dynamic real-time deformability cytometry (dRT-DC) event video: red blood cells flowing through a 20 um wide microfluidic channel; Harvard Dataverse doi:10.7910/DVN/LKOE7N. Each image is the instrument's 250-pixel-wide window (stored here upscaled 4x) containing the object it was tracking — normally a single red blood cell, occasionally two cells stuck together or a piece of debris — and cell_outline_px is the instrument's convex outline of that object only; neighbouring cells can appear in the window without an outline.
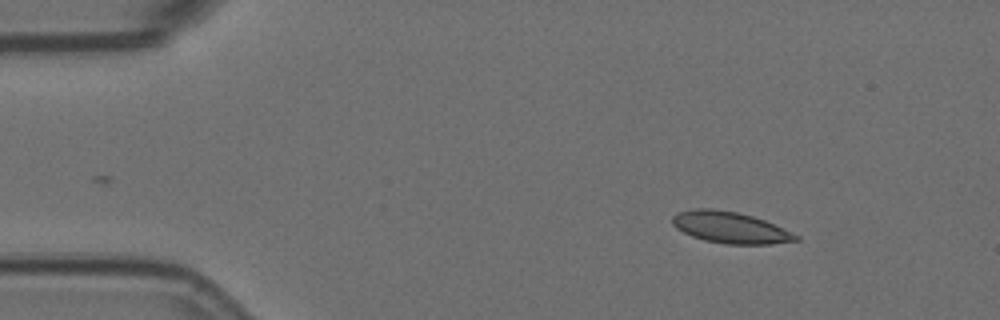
{"species": "Egyptian fruit bat (a non-hibernating species)", "species_latin": "Rousettus aegyptiacus", "temperature_condition": "room temperature", "stored_images_in_passage": 42, "camera_frame_rate_fps": 3000, "um_per_image_px": 0.085, "animal": {"sex": "female"}, "frame": {"image": 1, "passage_image": 1, "time_ms": 0.0, "image_size_px": [1000, 320], "cell_outline_px": [[800, 240], [772, 244], [728, 244], [704, 240], [692, 236], [676, 228], [672, 224], [672, 216], [676, 212], [696, 208], [712, 208], [736, 212], [752, 216], [764, 220], [800, 236]], "centroid_in_image_um": [62.05, 19.33], "position_along_channel_um": 23.0, "area_um2": 22.54}}
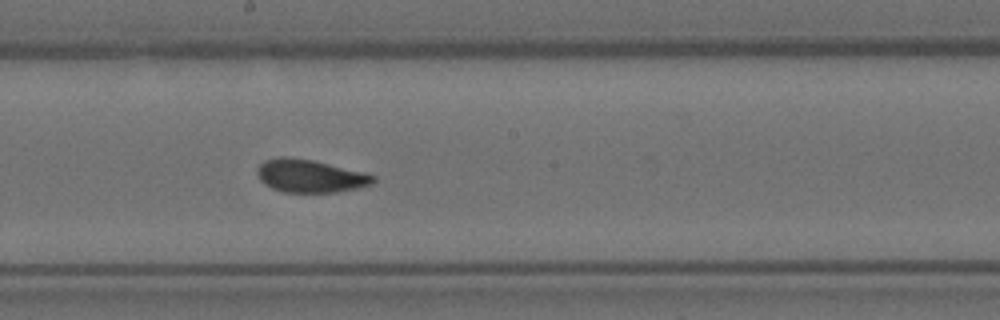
{"frame": {"image": 2, "passage_image": 24, "time_ms": 7.667, "image_size_px": [1000, 320], "cell_outline_px": [[376, 180], [372, 184], [356, 188], [336, 192], [284, 192], [272, 188], [264, 184], [260, 180], [256, 172], [256, 168], [264, 160], [280, 156], [284, 156], [312, 160], [364, 172], [376, 176]], "centroid_in_image_um": [26.33, 14.95], "position_along_channel_um": 221.9, "area_um2": 22.25}}
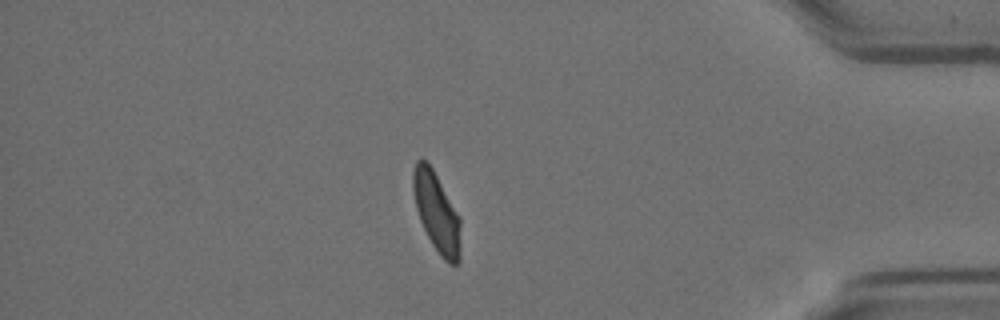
{"frame": {"image": 3, "passage_image": 42, "time_ms": 13.667, "image_size_px": [1000, 320], "cell_outline_px": [[460, 260], [456, 264], [448, 264], [440, 256], [432, 244], [420, 220], [416, 208], [412, 188], [412, 172], [416, 160], [420, 156], [428, 160], [460, 216]], "centroid_in_image_um": [37.1, 17.99], "position_along_channel_um": 398.1, "area_um2": 22.37}, "authors_computed_cell_mechanics": {"area_um2": 22.5709, "velocity_mm_per_s": 3.5583, "shape_relaxation_time_tau1_ms": 8.5791, "shape_relaxation_time_tau2_ms": 0.7256, "deformation_change_tau1": 0.1662, "deformation_change_tau2": 0.0439}}